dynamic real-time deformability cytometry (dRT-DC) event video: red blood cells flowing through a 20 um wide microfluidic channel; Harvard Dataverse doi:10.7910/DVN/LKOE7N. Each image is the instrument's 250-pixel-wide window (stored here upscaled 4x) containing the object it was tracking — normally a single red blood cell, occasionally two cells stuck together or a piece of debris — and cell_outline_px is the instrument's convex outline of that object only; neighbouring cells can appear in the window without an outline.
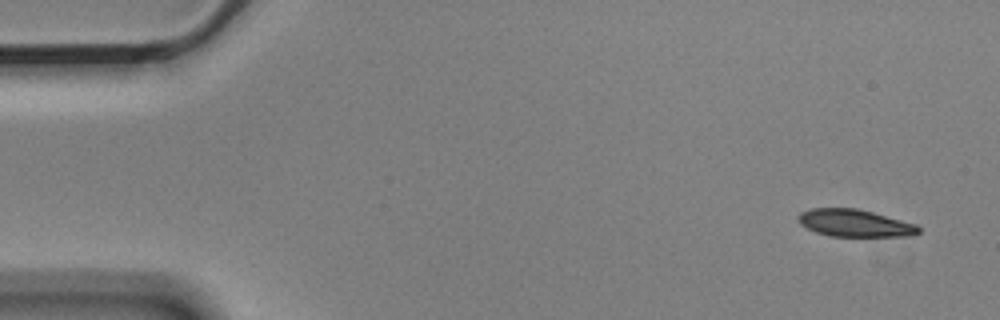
{"species": "Egyptian fruit bat (a non-hibernating species)", "species_latin": "Rousettus aegyptiacus", "temperature_condition": "cold", "stored_images_in_passage": 5, "camera_frame_rate_fps": 3000, "um_per_image_px": 0.085, "animal": {"sex": "male"}, "frame": {"image": 1, "passage_image": 1, "time_ms": 0.0, "image_size_px": [1000, 320], "cell_outline_px": [[920, 232], [908, 236], [828, 236], [816, 232], [800, 224], [796, 220], [796, 216], [800, 212], [812, 208], [856, 208], [872, 212], [916, 224], [920, 228]], "centroid_in_image_um": [72.6, 18.96], "position_along_channel_um": 12.4, "area_um2": 19.13}}
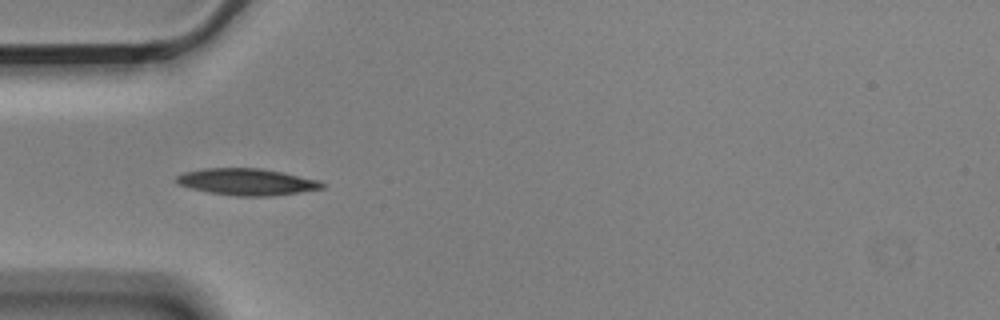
{"frame": {"image": 2, "passage_image": 4, "time_ms": 1.0, "image_size_px": [1000, 320], "cell_outline_px": [[324, 188], [300, 192], [268, 196], [240, 196], [208, 192], [192, 188], [180, 184], [176, 180], [176, 176], [184, 172], [204, 168], [260, 168], [320, 180], [324, 184]], "centroid_in_image_um": [21.0, 15.45], "position_along_channel_um": 64.0, "area_um2": 22.37}}
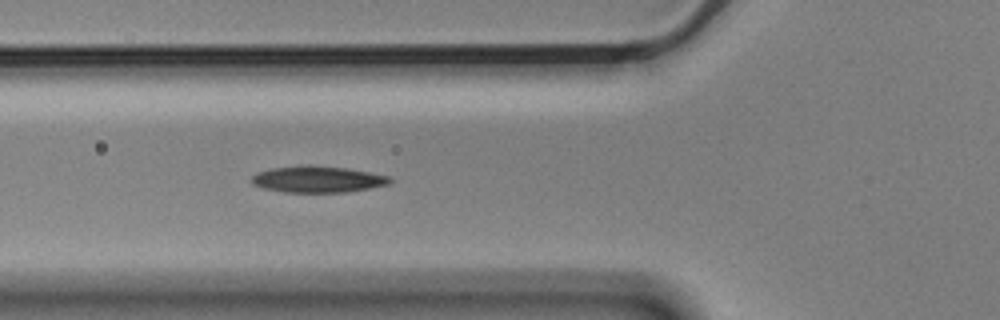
{"frame": {"image": 3, "passage_image": 5, "time_ms": 1.333, "image_size_px": [1000, 320], "cell_outline_px": [[392, 180], [388, 184], [348, 192], [284, 192], [264, 188], [252, 184], [252, 176], [260, 172], [272, 168], [308, 164], [344, 168], [368, 172], [388, 176]], "centroid_in_image_um": [26.98, 15.24], "position_along_channel_um": 98.8, "area_um2": 21.04}}